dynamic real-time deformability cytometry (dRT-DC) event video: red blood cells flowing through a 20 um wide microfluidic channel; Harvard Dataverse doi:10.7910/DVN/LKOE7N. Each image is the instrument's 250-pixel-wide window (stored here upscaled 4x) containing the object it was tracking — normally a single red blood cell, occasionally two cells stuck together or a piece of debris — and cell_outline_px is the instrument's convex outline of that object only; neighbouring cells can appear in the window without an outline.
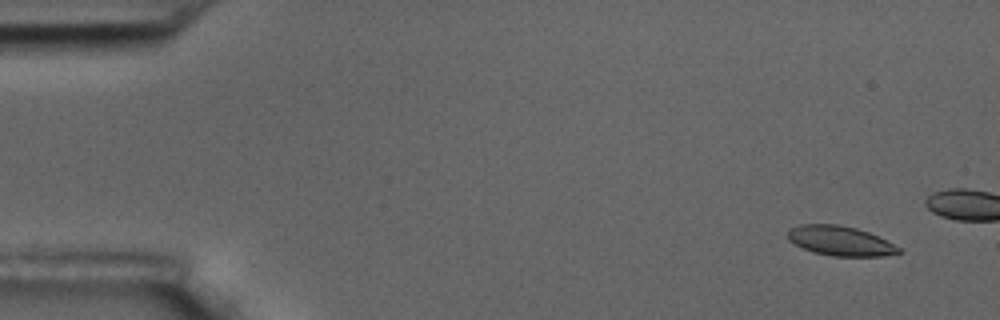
{"species": "common noctule bat (a hibernating species)", "species_latin": "Nyctalus noctula", "temperature_condition": "room temperature", "stored_images_in_passage": 5, "camera_frame_rate_fps": 3000, "um_per_image_px": 0.085, "animal": {"sex": "male", "body_mass_g": 17.5, "forearm_length_mm": 52.3}, "frame": {"image": 1, "passage_image": 1, "time_ms": 0.0, "image_size_px": [1000, 320], "cell_outline_px": [[904, 252], [884, 256], [832, 256], [816, 252], [804, 248], [788, 240], [788, 228], [800, 224], [840, 224], [856, 228], [868, 232], [900, 248]], "centroid_in_image_um": [71.41, 20.46], "position_along_channel_um": 13.6, "area_um2": 19.02}}